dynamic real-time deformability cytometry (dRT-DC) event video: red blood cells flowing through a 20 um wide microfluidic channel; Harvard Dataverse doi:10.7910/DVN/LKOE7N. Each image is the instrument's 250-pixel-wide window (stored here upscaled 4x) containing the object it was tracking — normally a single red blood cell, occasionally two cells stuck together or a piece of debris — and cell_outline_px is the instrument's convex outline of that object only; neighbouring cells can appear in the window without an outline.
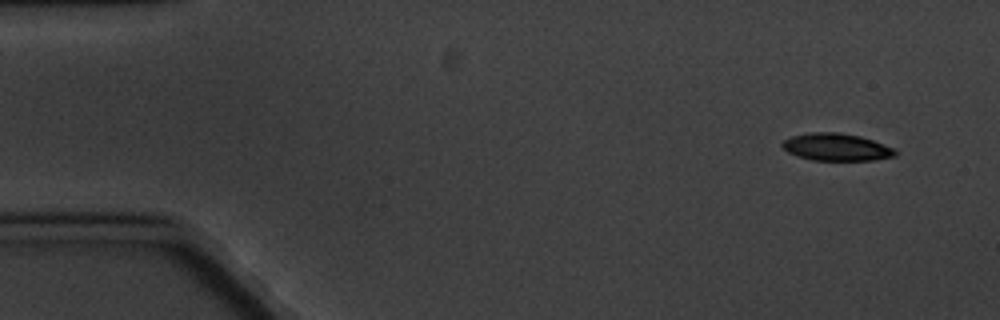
{"species": "common noctule bat (a hibernating species)", "species_latin": "Nyctalus noctula", "temperature_condition": "cold", "stored_images_in_passage": 6, "camera_frame_rate_fps": 3000, "um_per_image_px": 0.085, "animal": {"sex": "male", "body_mass_g": 20.1, "forearm_length_mm": 53.5}, "frame": {"image": 1, "passage_image": 1, "time_ms": 0.0, "image_size_px": [1000, 320], "cell_outline_px": [[896, 156], [876, 160], [812, 160], [788, 152], [780, 144], [784, 140], [792, 136], [812, 132], [840, 132], [860, 136], [872, 140], [892, 148], [896, 152]], "centroid_in_image_um": [71.09, 12.5], "position_along_channel_um": 13.9, "area_um2": 17.8}}